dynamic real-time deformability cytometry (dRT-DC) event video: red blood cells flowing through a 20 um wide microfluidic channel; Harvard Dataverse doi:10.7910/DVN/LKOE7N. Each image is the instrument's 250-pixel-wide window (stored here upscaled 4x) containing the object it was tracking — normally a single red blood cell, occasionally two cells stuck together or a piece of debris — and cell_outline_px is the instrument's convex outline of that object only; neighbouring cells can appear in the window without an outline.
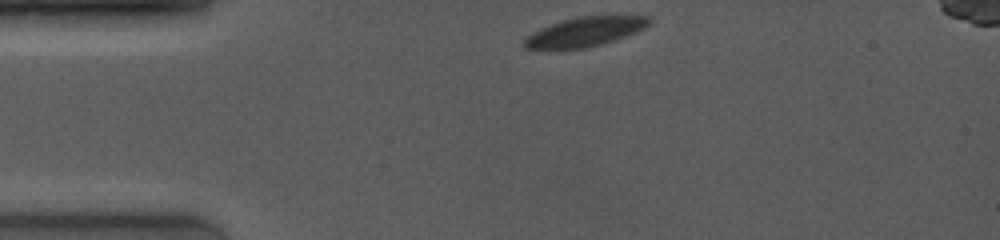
{"species": "common noctule bat (a hibernating species)", "species_latin": "Nyctalus noctula", "temperature_condition": "room temperature", "stored_images_in_passage": 28, "camera_frame_rate_fps": 4000, "um_per_image_px": 0.085, "animal": {"sex": "female", "body_mass_g": 19.0, "forearm_length_mm": 53.3}, "frame": {"image": 1, "passage_image": 1, "time_ms": 0.0, "image_size_px": [1000, 240], "cell_outline_px": [[652, 24], [636, 32], [616, 40], [584, 48], [524, 48], [520, 44], [520, 40], [532, 32], [540, 28], [560, 20], [576, 16], [652, 16]], "centroid_in_image_um": [49.7, 2.68], "position_along_channel_um": 35.3, "area_um2": 21.56}}
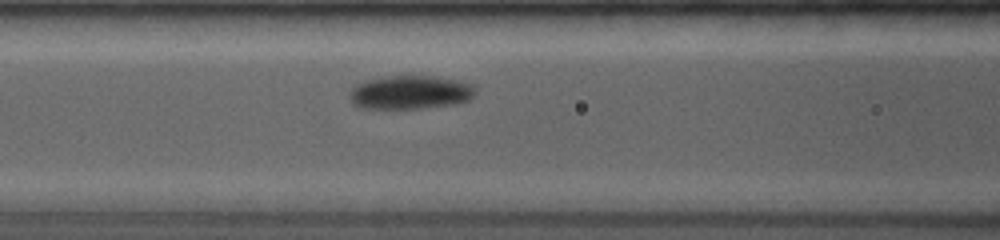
{"frame": {"image": 2, "passage_image": 15, "time_ms": 3.5, "image_size_px": [1000, 240], "cell_outline_px": [[476, 92], [468, 100], [456, 104], [424, 108], [360, 108], [352, 104], [352, 88], [356, 84], [364, 80], [380, 76], [432, 76], [476, 84]], "centroid_in_image_um": [34.89, 7.84], "position_along_channel_um": 131.7, "area_um2": 24.74}}
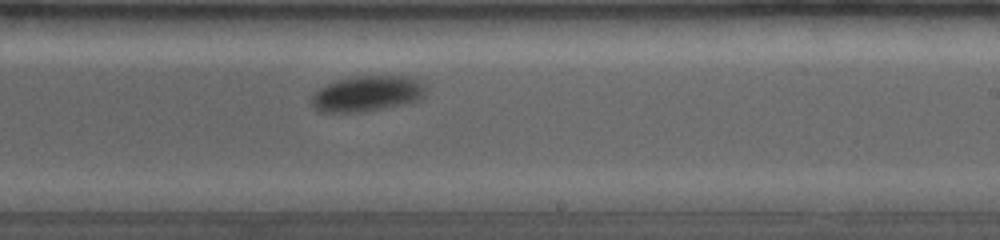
{"frame": {"image": 3, "passage_image": 28, "time_ms": 6.75, "image_size_px": [1000, 240], "cell_outline_px": [[424, 96], [420, 100], [404, 104], [360, 112], [320, 112], [312, 104], [312, 96], [320, 88], [336, 80], [352, 76], [408, 76], [420, 80], [424, 88]], "centroid_in_image_um": [31.22, 7.95], "position_along_channel_um": 257.8, "area_um2": 23.58}}